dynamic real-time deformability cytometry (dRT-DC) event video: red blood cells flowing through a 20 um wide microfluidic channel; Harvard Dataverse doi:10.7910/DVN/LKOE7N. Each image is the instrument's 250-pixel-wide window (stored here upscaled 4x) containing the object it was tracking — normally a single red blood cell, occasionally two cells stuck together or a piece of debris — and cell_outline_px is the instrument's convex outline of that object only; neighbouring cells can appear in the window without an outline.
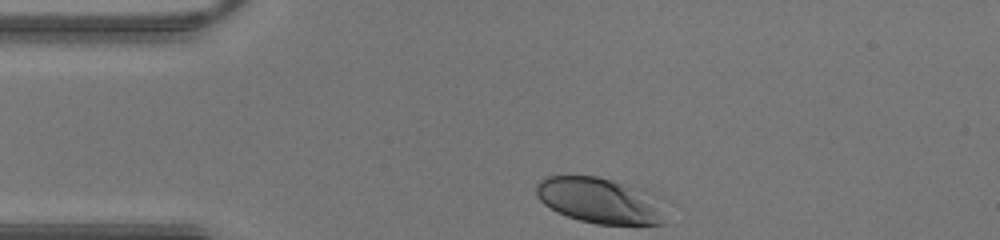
{"species": "human", "species_latin": "Homo sapiens", "temperature_condition": "warm", "stored_images_in_passage": 26, "camera_frame_rate_fps": 3000, "um_per_image_px": 0.085, "donor": {"sex": "male"}, "frame": {"image": 1, "passage_image": 1, "time_ms": 0.0, "image_size_px": [1000, 240], "cell_outline_px": [[664, 224], [596, 224], [580, 220], [556, 212], [544, 204], [536, 196], [536, 184], [544, 176], [596, 176], [644, 188]], "centroid_in_image_um": [50.79, 17.02], "position_along_channel_um": 34.2, "area_um2": 33.35}}
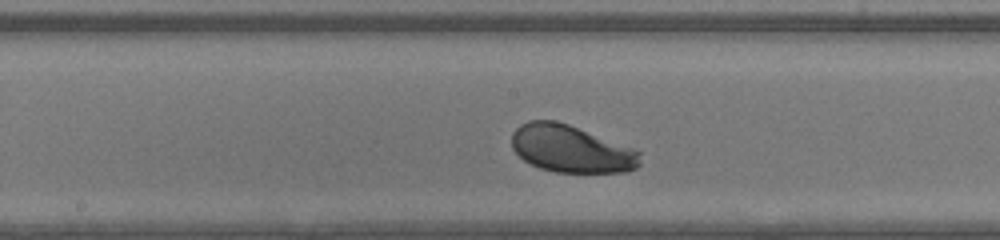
{"frame": {"image": 2, "passage_image": 14, "time_ms": 4.333, "image_size_px": [1000, 240], "cell_outline_px": [[640, 164], [636, 168], [628, 172], [556, 172], [540, 168], [524, 160], [512, 148], [512, 132], [520, 124], [528, 120], [556, 120], [568, 124], [632, 148], [640, 152]], "centroid_in_image_um": [48.52, 12.65], "position_along_channel_um": 199.7, "area_um2": 35.2}}
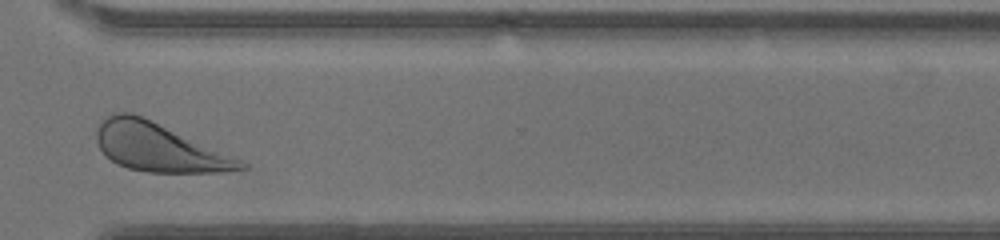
{"frame": {"image": 3, "passage_image": 24, "time_ms": 7.667, "image_size_px": [1000, 240], "cell_outline_px": [[248, 168], [224, 172], [148, 172], [128, 168], [116, 164], [100, 148], [96, 140], [96, 132], [104, 116], [112, 112], [128, 112], [140, 116], [240, 160], [248, 164]], "centroid_in_image_um": [13.43, 12.53], "position_along_channel_um": 357.2, "area_um2": 39.42}}